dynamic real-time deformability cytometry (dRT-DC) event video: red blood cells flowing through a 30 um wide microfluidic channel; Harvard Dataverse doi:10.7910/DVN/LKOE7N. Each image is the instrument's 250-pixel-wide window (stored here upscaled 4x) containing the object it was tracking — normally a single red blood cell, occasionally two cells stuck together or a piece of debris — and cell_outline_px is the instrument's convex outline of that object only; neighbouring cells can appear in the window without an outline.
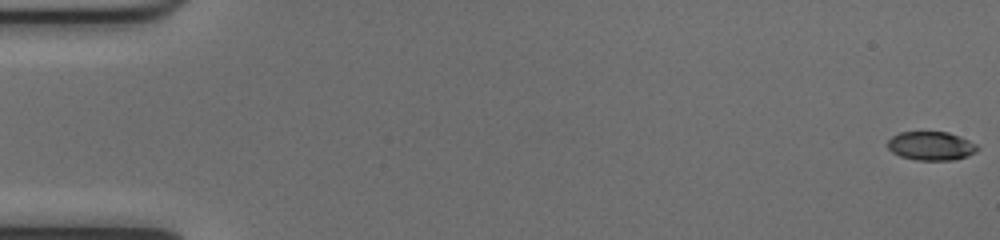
{"species": "common noctule bat (a hibernating species)", "species_latin": "Nyctalus noctula", "temperature_condition": "cold", "stored_images_in_passage": 52, "camera_frame_rate_fps": 3000, "um_per_image_px": 0.085, "animal": {"sex": "female", "body_mass_g": 17.0, "forearm_length_mm": 48.0}, "frame": {"image": 1, "passage_image": 1, "time_ms": 0.0, "image_size_px": [1000, 240], "cell_outline_px": [[980, 148], [976, 152], [968, 156], [952, 160], [916, 160], [900, 156], [892, 152], [888, 148], [888, 140], [892, 136], [900, 132], [948, 132], [960, 136], [976, 144]], "centroid_in_image_um": [79.15, 12.4], "position_along_channel_um": 5.8, "area_um2": 15.09}}
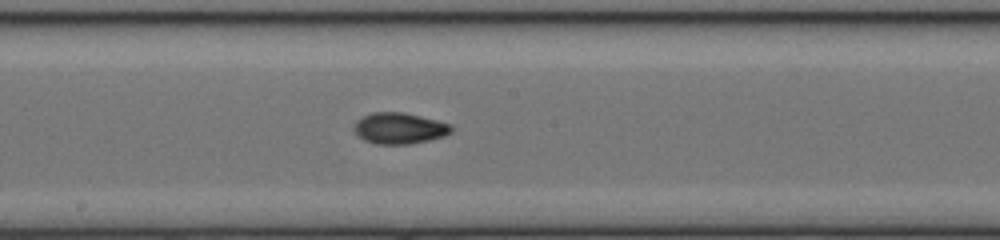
{"frame": {"image": 2, "passage_image": 29, "time_ms": 9.333, "image_size_px": [1000, 240], "cell_outline_px": [[452, 132], [444, 136], [428, 140], [408, 144], [376, 144], [364, 140], [352, 128], [356, 120], [372, 112], [404, 112], [436, 120], [448, 124], [452, 128]], "centroid_in_image_um": [33.92, 10.9], "position_along_channel_um": 214.3, "area_um2": 17.51}}
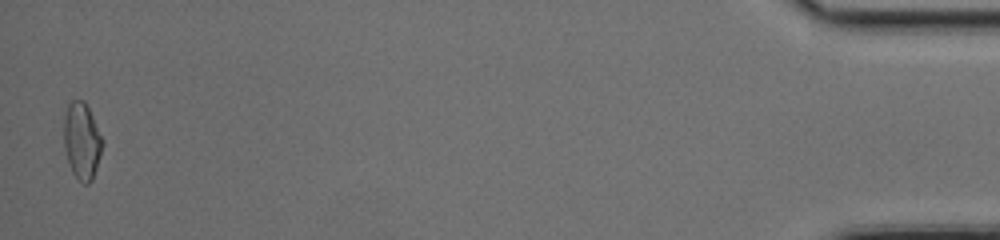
{"frame": {"image": 3, "passage_image": 52, "time_ms": 17.0, "image_size_px": [1000, 240], "cell_outline_px": [[104, 144], [92, 180], [88, 184], [84, 184], [72, 172], [64, 148], [64, 116], [68, 104], [72, 100], [84, 100], [104, 140]], "centroid_in_image_um": [6.97, 11.97], "position_along_channel_um": 428.2, "area_um2": 17.17}, "authors_computed_cell_mechanics": {"area_um2": 16.5308, "velocity_mm_per_s": 4.038, "shape_relaxation_time_tau1_ms": 3.9047, "shape_relaxation_time_tau2_ms": 2.1544, "deformation_change_tau1": 0.1647, "deformation_change_tau2": 0.0642}}